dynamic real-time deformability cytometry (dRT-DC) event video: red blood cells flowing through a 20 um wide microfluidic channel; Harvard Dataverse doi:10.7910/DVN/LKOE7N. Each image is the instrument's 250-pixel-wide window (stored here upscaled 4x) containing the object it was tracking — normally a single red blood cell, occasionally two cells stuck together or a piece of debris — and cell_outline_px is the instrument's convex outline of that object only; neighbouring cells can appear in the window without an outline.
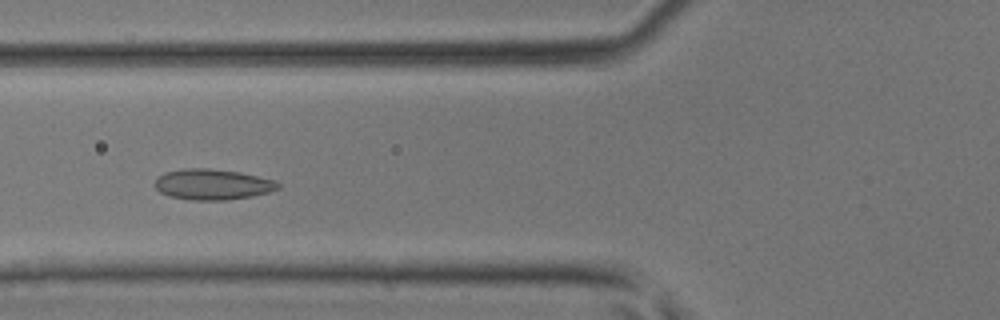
{"species": "common noctule bat (a hibernating species)", "species_latin": "Nyctalus noctula", "temperature_condition": "room temperature", "stored_images_in_passage": 43, "camera_frame_rate_fps": 3000, "um_per_image_px": 0.085, "animal": {"sex": "male", "body_mass_g": 17.9, "forearm_length_mm": 54.2}, "frame": {"image": 1, "passage_image": 15, "time_ms": 4.667, "image_size_px": [1000, 320], "cell_outline_px": [[280, 188], [268, 192], [252, 196], [224, 200], [192, 200], [168, 196], [160, 192], [152, 184], [164, 172], [184, 168], [208, 168], [240, 172], [276, 180], [280, 184]], "centroid_in_image_um": [18.06, 15.67], "position_along_channel_um": 107.7, "area_um2": 22.14}}
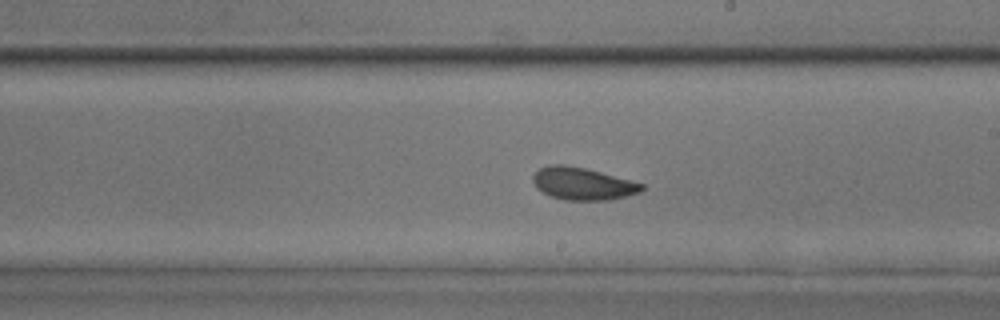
{"frame": {"image": 2, "passage_image": 24, "time_ms": 7.667, "image_size_px": [1000, 320], "cell_outline_px": [[644, 188], [640, 192], [608, 200], [564, 200], [552, 196], [536, 188], [532, 180], [532, 176], [540, 168], [548, 164], [564, 164], [584, 168], [600, 172], [644, 184]], "centroid_in_image_um": [49.49, 15.61], "position_along_channel_um": 239.5, "area_um2": 20.35}}
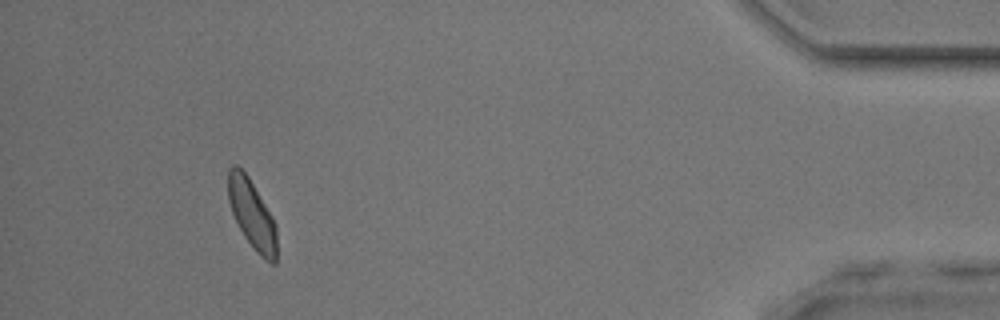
{"frame": {"image": 3, "passage_image": 40, "time_ms": 13.0, "image_size_px": [1000, 320], "cell_outline_px": [[276, 264], [272, 264], [264, 260], [256, 252], [244, 236], [232, 212], [228, 200], [228, 168], [232, 164], [236, 164], [248, 176], [272, 216], [276, 224]], "centroid_in_image_um": [21.42, 18.22], "position_along_channel_um": 413.8, "area_um2": 19.48}}